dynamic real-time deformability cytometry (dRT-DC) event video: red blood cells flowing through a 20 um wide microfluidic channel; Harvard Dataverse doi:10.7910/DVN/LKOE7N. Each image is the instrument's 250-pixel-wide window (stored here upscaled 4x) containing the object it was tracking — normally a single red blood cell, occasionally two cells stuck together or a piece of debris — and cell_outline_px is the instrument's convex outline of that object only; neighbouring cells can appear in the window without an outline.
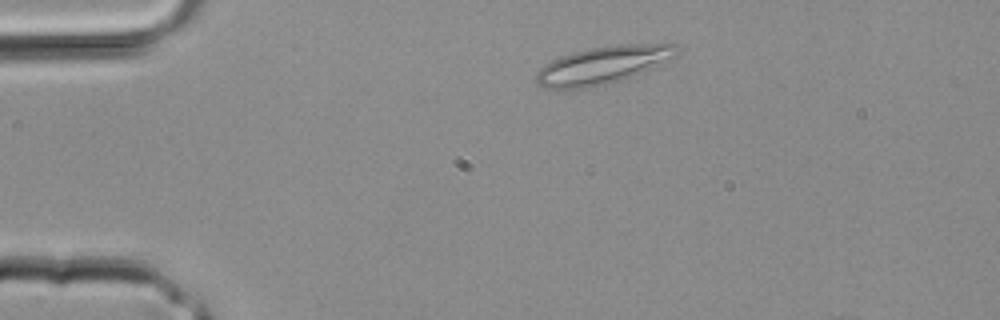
{"species": "common noctule bat (a hibernating species)", "species_latin": "Nyctalus noctula", "temperature_condition": "room temperature", "stored_images_in_passage": 3, "camera_frame_rate_fps": 3000, "um_per_image_px": 0.085, "animal": {"sex": "male", "body_mass_g": 20.4}, "frame": {"image": 1, "passage_image": 1, "time_ms": 0.0, "image_size_px": [1000, 320], "cell_outline_px": [[680, 52], [676, 56], [644, 72], [620, 80], [604, 84], [584, 88], [544, 88], [536, 80], [536, 72], [544, 64], [560, 56], [572, 52], [592, 48], [620, 44], [676, 44], [680, 48]], "centroid_in_image_um": [51.27, 5.51], "position_along_channel_um": 33.7, "area_um2": 30.52}}